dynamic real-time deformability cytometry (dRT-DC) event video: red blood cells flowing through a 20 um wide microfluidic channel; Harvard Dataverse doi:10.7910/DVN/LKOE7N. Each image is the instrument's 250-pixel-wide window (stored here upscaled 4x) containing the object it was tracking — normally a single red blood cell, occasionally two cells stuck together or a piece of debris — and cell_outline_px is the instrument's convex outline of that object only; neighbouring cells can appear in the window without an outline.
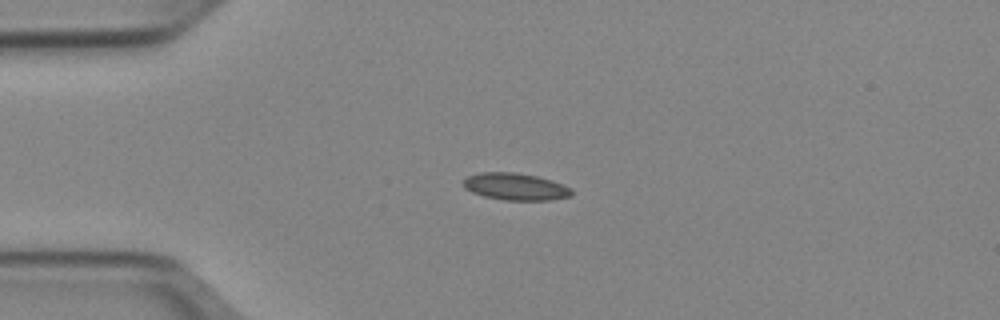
{"species": "Egyptian fruit bat (a non-hibernating species)", "species_latin": "Rousettus aegyptiacus", "temperature_condition": "cold", "stored_images_in_passage": 40, "camera_frame_rate_fps": 3000, "um_per_image_px": 0.085, "animal": {"sex": "female"}, "frame": {"image": 1, "passage_image": 1, "time_ms": 0.0, "image_size_px": [1000, 320], "cell_outline_px": [[572, 196], [548, 200], [504, 200], [484, 196], [472, 192], [464, 188], [464, 180], [468, 176], [480, 172], [516, 172], [536, 176], [552, 180], [572, 188]], "centroid_in_image_um": [43.83, 15.86], "position_along_channel_um": 41.2, "area_um2": 17.05}}
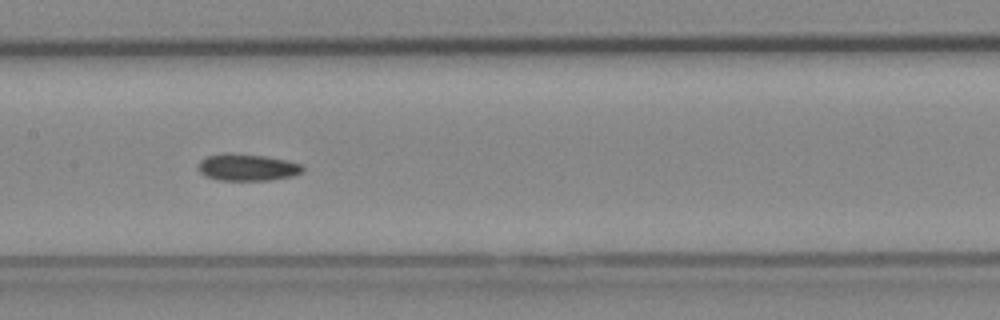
{"frame": {"image": 2, "passage_image": 14, "time_ms": 4.333, "image_size_px": [1000, 320], "cell_outline_px": [[304, 172], [292, 176], [268, 180], [220, 180], [204, 176], [196, 168], [196, 164], [200, 160], [208, 156], [224, 152], [228, 152], [264, 156], [288, 160], [304, 164]], "centroid_in_image_um": [21.01, 14.21], "position_along_channel_um": 186.4, "area_um2": 16.7}}
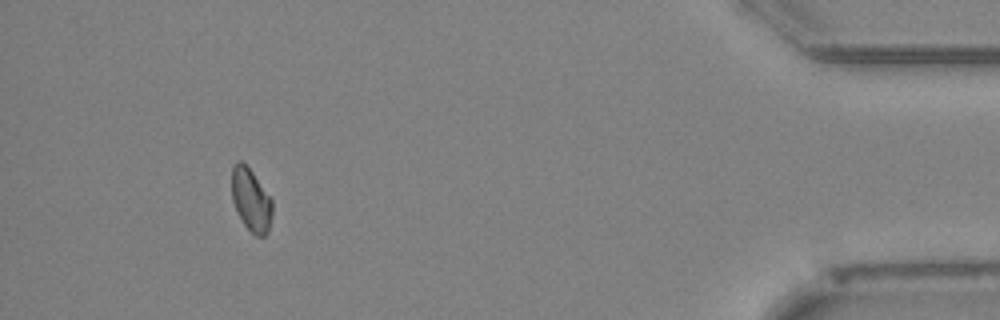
{"frame": {"image": 3, "passage_image": 36, "time_ms": 11.667, "image_size_px": [1000, 320], "cell_outline_px": [[272, 216], [268, 232], [264, 236], [256, 236], [244, 224], [232, 200], [232, 168], [240, 160], [252, 172], [272, 200]], "centroid_in_image_um": [21.35, 17.02], "position_along_channel_um": 413.9, "area_um2": 14.45}}